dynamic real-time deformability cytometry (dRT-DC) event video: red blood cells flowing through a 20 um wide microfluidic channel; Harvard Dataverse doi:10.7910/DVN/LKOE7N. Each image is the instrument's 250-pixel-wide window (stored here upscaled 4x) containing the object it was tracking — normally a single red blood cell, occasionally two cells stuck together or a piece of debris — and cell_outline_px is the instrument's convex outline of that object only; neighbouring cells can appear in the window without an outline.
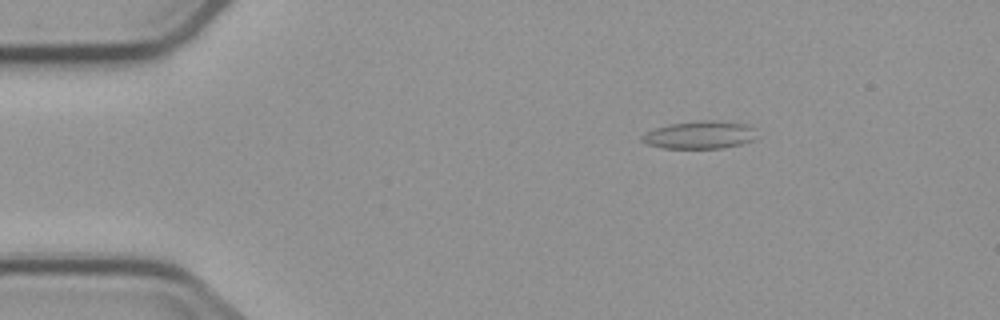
{"species": "common noctule bat (a hibernating species)", "species_latin": "Nyctalus noctula", "temperature_condition": "cold", "stored_images_in_passage": 4, "camera_frame_rate_fps": 3000, "um_per_image_px": 0.085, "animal": {"sex": "male", "body_mass_g": 23.1, "forearm_length_mm": 52.7}, "frame": {"image": 1, "passage_image": 2, "time_ms": 2.333, "image_size_px": [1000, 320], "cell_outline_px": [[760, 136], [752, 140], [740, 144], [720, 148], [664, 148], [648, 144], [640, 140], [640, 136], [656, 128], [672, 124], [700, 120], [704, 120], [748, 124], [756, 128]], "centroid_in_image_um": [59.55, 11.47], "position_along_channel_um": 25.5, "area_um2": 18.5}}